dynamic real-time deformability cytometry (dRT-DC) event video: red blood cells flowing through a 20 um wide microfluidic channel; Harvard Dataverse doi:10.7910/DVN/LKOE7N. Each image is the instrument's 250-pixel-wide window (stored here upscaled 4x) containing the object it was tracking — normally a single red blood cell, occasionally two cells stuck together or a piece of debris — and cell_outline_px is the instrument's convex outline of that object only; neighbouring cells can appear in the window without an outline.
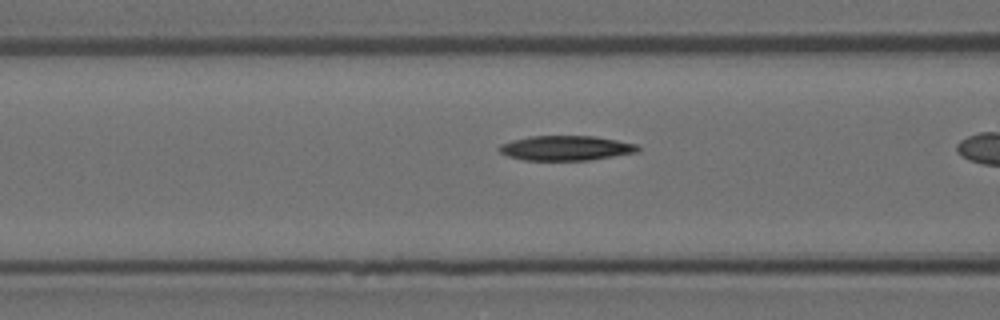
{"species": "Egyptian fruit bat (a non-hibernating species)", "species_latin": "Rousettus aegyptiacus", "temperature_condition": "room temperature", "stored_images_in_passage": 39, "camera_frame_rate_fps": 3000, "um_per_image_px": 0.085, "animal": {"sex": "female"}, "frame": {"image": 1, "passage_image": 18, "time_ms": 5.667, "image_size_px": [1000, 320], "cell_outline_px": [[640, 152], [588, 160], [524, 160], [508, 156], [500, 152], [496, 148], [500, 144], [512, 140], [532, 136], [592, 136], [616, 140], [636, 144], [640, 148]], "centroid_in_image_um": [48.09, 12.59], "position_along_channel_um": 118.5, "area_um2": 20.0}}
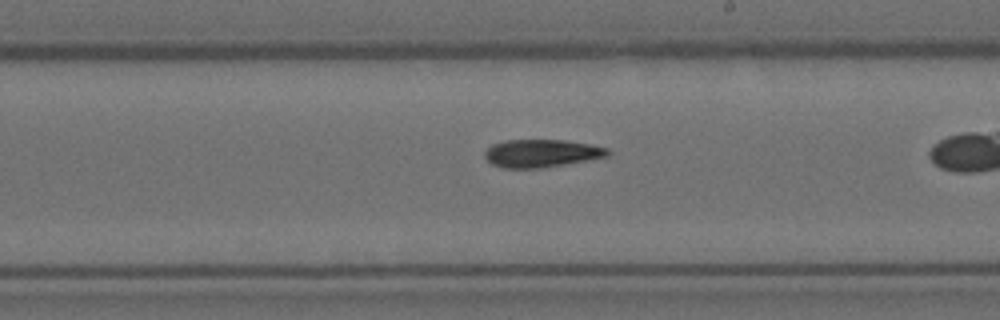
{"frame": {"image": 2, "passage_image": 28, "time_ms": 9.0, "image_size_px": [1000, 320], "cell_outline_px": [[612, 152], [608, 156], [544, 168], [504, 168], [492, 164], [484, 156], [484, 152], [492, 144], [504, 140], [564, 140], [588, 144], [608, 148]], "centroid_in_image_um": [46.02, 13.03], "position_along_channel_um": 243.0, "area_um2": 19.94}}
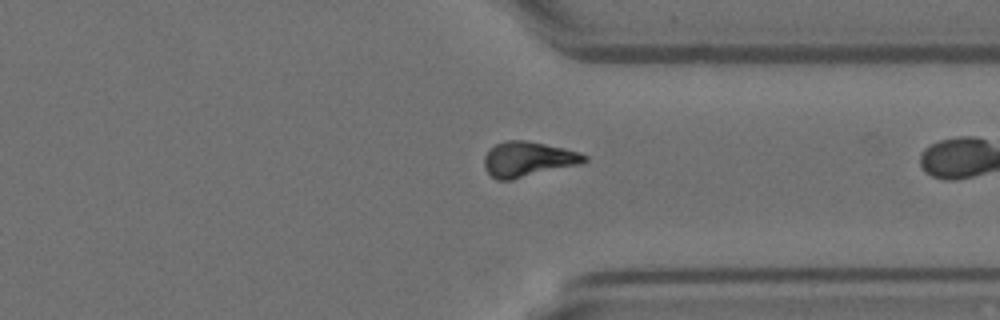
{"frame": {"image": 3, "passage_image": 38, "time_ms": 12.333, "image_size_px": [1000, 320], "cell_outline_px": [[588, 160], [580, 164], [512, 180], [496, 180], [484, 168], [484, 156], [496, 144], [508, 140], [524, 140], [564, 148], [580, 152], [588, 156]], "centroid_in_image_um": [44.89, 13.54], "position_along_channel_um": 366.5, "area_um2": 20.4}}